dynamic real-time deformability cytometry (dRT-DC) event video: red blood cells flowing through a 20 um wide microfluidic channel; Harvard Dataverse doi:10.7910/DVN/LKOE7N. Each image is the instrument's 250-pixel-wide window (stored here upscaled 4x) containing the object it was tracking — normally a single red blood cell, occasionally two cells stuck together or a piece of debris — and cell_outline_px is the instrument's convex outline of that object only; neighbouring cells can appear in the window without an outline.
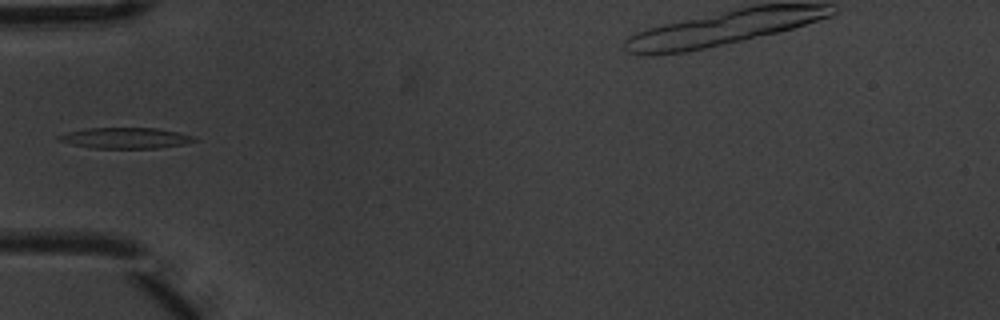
{"species": "common noctule bat (a hibernating species)", "species_latin": "Nyctalus noctula", "temperature_condition": "warm", "stored_images_in_passage": 2, "camera_frame_rate_fps": 3000, "um_per_image_px": 0.085, "animal": {"sex": "male", "body_mass_g": 20.1, "forearm_length_mm": 53.5}, "frame": {"image": 1, "passage_image": 2, "time_ms": 0.333, "image_size_px": [1000, 320], "cell_outline_px": [[200, 140], [184, 144], [156, 148], [92, 148], [72, 144], [60, 140], [56, 136], [68, 132], [84, 128], [156, 128], [176, 132], [192, 136]], "centroid_in_image_um": [10.67, 11.73], "position_along_channel_um": 74.3, "area_um2": 16.3}}